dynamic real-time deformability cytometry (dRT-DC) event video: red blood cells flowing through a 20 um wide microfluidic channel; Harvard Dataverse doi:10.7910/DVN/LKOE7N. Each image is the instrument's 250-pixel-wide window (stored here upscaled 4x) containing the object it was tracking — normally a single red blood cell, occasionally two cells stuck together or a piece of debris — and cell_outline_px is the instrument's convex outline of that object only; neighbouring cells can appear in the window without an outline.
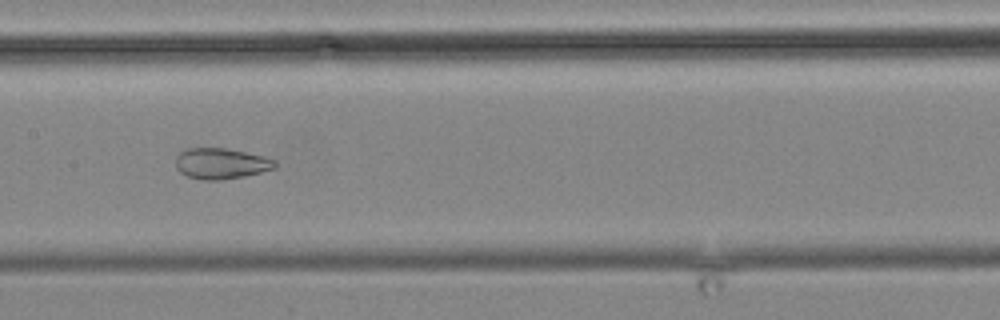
{"species": "common noctule bat (a hibernating species)", "species_latin": "Nyctalus noctula", "temperature_condition": "cold", "stored_images_in_passage": 5, "camera_frame_rate_fps": 3000, "um_per_image_px": 0.085, "animal": {"sex": "male", "body_mass_g": 19.2, "forearm_length_mm": 51.8}, "frame": {"image": 1, "passage_image": 4, "time_ms": 3.333, "image_size_px": [1000, 320], "cell_outline_px": [[276, 168], [244, 176], [220, 180], [200, 180], [188, 176], [180, 172], [176, 168], [176, 156], [180, 152], [188, 148], [224, 148], [264, 156], [276, 160]], "centroid_in_image_um": [18.78, 13.9], "position_along_channel_um": 188.6, "area_um2": 17.8}}